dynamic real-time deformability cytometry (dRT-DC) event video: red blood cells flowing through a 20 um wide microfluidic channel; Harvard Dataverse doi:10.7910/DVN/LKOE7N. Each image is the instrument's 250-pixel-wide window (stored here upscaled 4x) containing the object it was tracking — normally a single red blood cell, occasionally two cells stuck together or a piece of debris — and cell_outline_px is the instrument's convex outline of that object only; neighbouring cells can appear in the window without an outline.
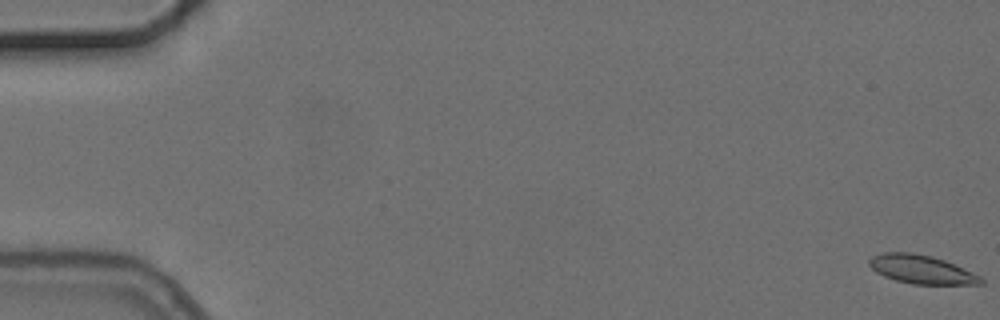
{"species": "common noctule bat (a hibernating species)", "species_latin": "Nyctalus noctula", "temperature_condition": "cold", "stored_images_in_passage": 7, "camera_frame_rate_fps": 3000, "um_per_image_px": 0.085, "animal": {"sex": "female", "body_mass_g": 24.6, "forearm_length_mm": 56.2}, "frame": {"image": 1, "passage_image": 1, "time_ms": 0.0, "image_size_px": [1000, 320], "cell_outline_px": [[984, 284], [912, 284], [896, 280], [884, 276], [876, 272], [868, 264], [868, 260], [872, 256], [884, 252], [912, 252], [932, 256], [944, 260], [980, 276], [984, 280]], "centroid_in_image_um": [78.29, 22.89], "position_along_channel_um": 6.7, "area_um2": 18.5}}
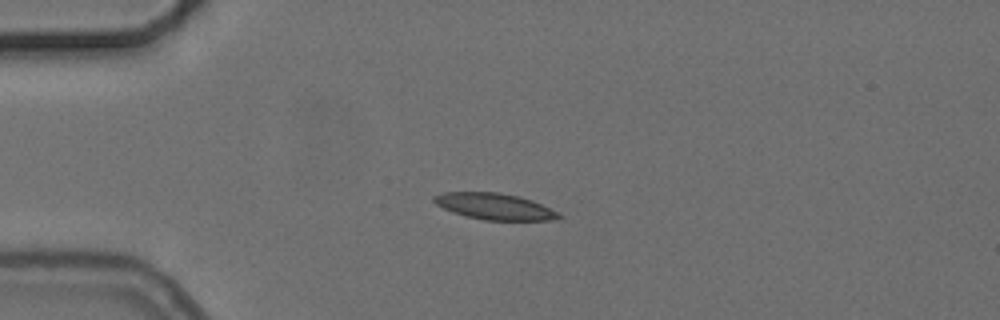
{"frame": {"image": 2, "passage_image": 5, "time_ms": 4.667, "image_size_px": [1000, 320], "cell_outline_px": [[564, 216], [560, 220], [484, 220], [452, 212], [436, 204], [432, 200], [432, 196], [444, 192], [500, 192], [520, 196], [532, 200], [560, 212]], "centroid_in_image_um": [42.1, 17.54], "position_along_channel_um": 42.9, "area_um2": 19.36}}
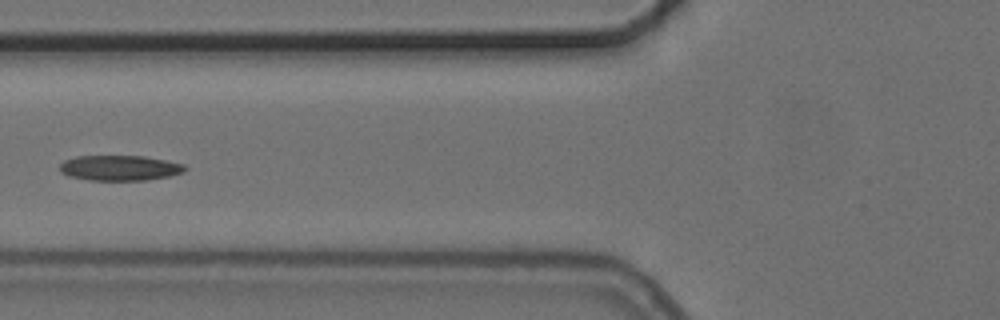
{"frame": {"image": 3, "passage_image": 7, "time_ms": 7.333, "image_size_px": [1000, 320], "cell_outline_px": [[188, 168], [184, 172], [168, 176], [148, 180], [88, 180], [68, 176], [60, 172], [60, 164], [64, 160], [76, 156], [144, 156], [184, 164]], "centroid_in_image_um": [10.16, 14.27], "position_along_channel_um": 115.6, "area_um2": 18.5}}